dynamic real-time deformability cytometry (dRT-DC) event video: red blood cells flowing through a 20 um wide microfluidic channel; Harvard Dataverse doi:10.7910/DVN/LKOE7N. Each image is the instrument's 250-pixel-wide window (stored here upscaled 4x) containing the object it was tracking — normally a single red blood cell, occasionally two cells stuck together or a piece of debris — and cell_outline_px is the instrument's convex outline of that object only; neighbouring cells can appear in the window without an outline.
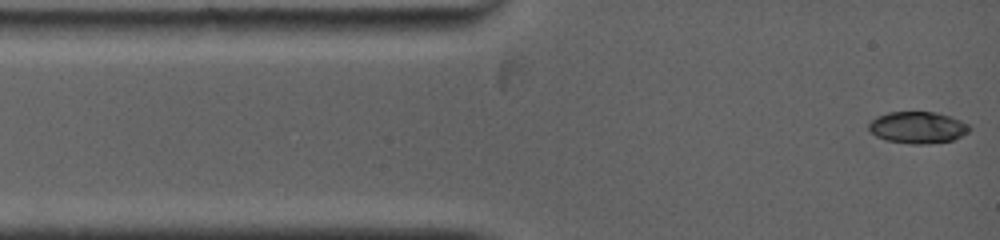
{"species": "common noctule bat (a hibernating species)", "species_latin": "Nyctalus noctula", "temperature_condition": "warm", "stored_images_in_passage": 3, "camera_frame_rate_fps": 5000, "um_per_image_px": 0.085, "animal": {"sex": "female", "body_mass_g": 19.0, "forearm_length_mm": 53.3}, "frame": {"image": 1, "passage_image": 1, "time_ms": 0.0, "image_size_px": [1000, 240], "cell_outline_px": [[972, 128], [968, 132], [952, 140], [924, 144], [912, 144], [884, 140], [876, 136], [868, 128], [868, 124], [876, 116], [888, 112], [936, 112], [952, 116], [968, 124]], "centroid_in_image_um": [78.0, 10.83], "position_along_channel_um": 7.0, "area_um2": 18.67}}
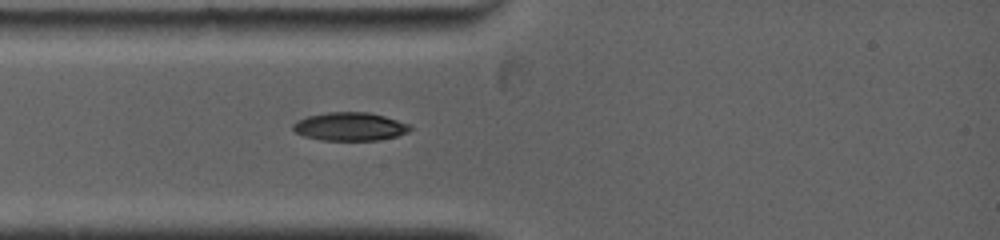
{"frame": {"image": 2, "passage_image": 3, "time_ms": 2.4, "image_size_px": [1000, 240], "cell_outline_px": [[412, 128], [408, 132], [396, 136], [376, 140], [320, 140], [304, 136], [296, 132], [292, 128], [292, 124], [308, 116], [328, 112], [368, 112], [384, 116], [412, 124]], "centroid_in_image_um": [29.77, 10.75], "position_along_channel_um": 55.2, "area_um2": 19.25}}